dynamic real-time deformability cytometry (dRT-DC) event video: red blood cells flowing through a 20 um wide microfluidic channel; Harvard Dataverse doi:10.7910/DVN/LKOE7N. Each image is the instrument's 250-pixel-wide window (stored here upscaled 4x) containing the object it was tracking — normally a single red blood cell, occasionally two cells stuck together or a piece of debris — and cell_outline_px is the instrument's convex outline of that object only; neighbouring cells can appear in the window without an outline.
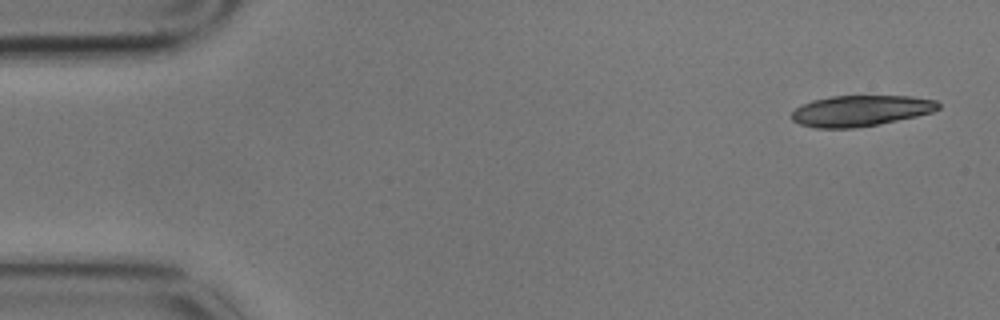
{"species": "common noctule bat (a hibernating species)", "species_latin": "Nyctalus noctula", "temperature_condition": "cold", "stored_images_in_passage": 4, "camera_frame_rate_fps": 3000, "um_per_image_px": 0.085, "animal": {"sex": "male", "body_mass_g": 17.9}, "frame": {"image": 1, "passage_image": 1, "time_ms": 0.0, "image_size_px": [1000, 320], "cell_outline_px": [[940, 108], [932, 112], [916, 116], [880, 124], [852, 128], [812, 128], [800, 124], [792, 120], [792, 112], [796, 108], [812, 100], [832, 96], [912, 96], [936, 100], [940, 104]], "centroid_in_image_um": [73.16, 9.41], "position_along_channel_um": 11.8, "area_um2": 26.41}}